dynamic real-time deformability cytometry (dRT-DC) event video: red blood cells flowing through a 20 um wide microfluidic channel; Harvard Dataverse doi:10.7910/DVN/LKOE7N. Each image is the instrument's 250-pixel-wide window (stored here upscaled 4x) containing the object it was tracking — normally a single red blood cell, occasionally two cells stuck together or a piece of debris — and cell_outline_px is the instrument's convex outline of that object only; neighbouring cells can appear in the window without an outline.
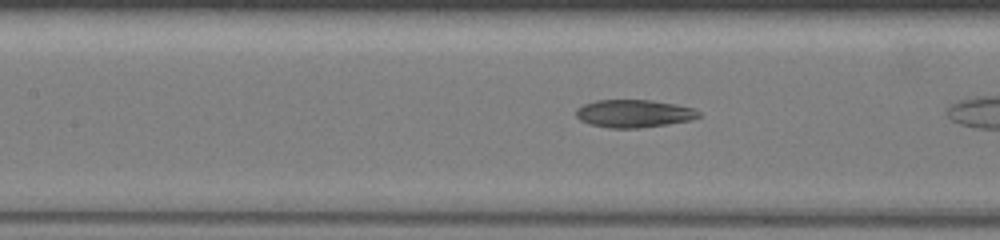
{"species": "common noctule bat (a hibernating species)", "species_latin": "Nyctalus noctula", "temperature_condition": "warm", "stored_images_in_passage": 11, "camera_frame_rate_fps": 3000, "um_per_image_px": 0.085, "animal": {"sex": "female", "body_mass_g": 19.5, "forearm_length_mm": 54.1}, "frame": {"image": 1, "passage_image": 8, "time_ms": 2.333, "image_size_px": [1000, 240], "cell_outline_px": [[700, 116], [688, 120], [668, 124], [640, 128], [608, 128], [588, 124], [580, 120], [576, 116], [576, 108], [584, 104], [596, 100], [652, 100], [692, 108], [700, 112]], "centroid_in_image_um": [53.82, 9.66], "position_along_channel_um": 153.6, "area_um2": 19.77}}